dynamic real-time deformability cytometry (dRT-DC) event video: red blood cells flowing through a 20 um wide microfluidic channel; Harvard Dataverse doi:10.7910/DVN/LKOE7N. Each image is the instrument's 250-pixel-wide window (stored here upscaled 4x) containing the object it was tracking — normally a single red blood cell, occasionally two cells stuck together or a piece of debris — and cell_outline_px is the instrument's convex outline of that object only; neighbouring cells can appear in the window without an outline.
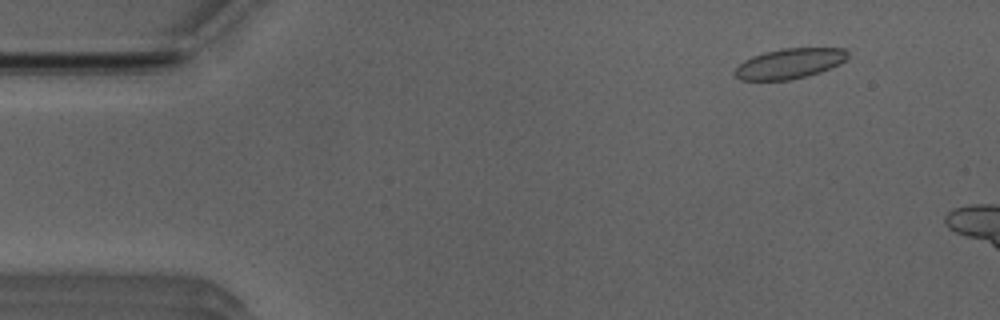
{"species": "Egyptian fruit bat (a non-hibernating species)", "species_latin": "Rousettus aegyptiacus", "temperature_condition": "room temperature", "stored_images_in_passage": 10, "camera_frame_rate_fps": 3000, "um_per_image_px": 0.085, "animal": {"sex": "male"}, "frame": {"image": 1, "passage_image": 6, "time_ms": 1.667, "image_size_px": [1000, 320], "cell_outline_px": [[848, 60], [840, 64], [820, 72], [808, 76], [788, 80], [740, 80], [732, 76], [732, 72], [744, 60], [752, 56], [764, 52], [780, 48], [844, 48], [848, 52]], "centroid_in_image_um": [67.1, 5.4], "position_along_channel_um": 17.9, "area_um2": 20.17}}